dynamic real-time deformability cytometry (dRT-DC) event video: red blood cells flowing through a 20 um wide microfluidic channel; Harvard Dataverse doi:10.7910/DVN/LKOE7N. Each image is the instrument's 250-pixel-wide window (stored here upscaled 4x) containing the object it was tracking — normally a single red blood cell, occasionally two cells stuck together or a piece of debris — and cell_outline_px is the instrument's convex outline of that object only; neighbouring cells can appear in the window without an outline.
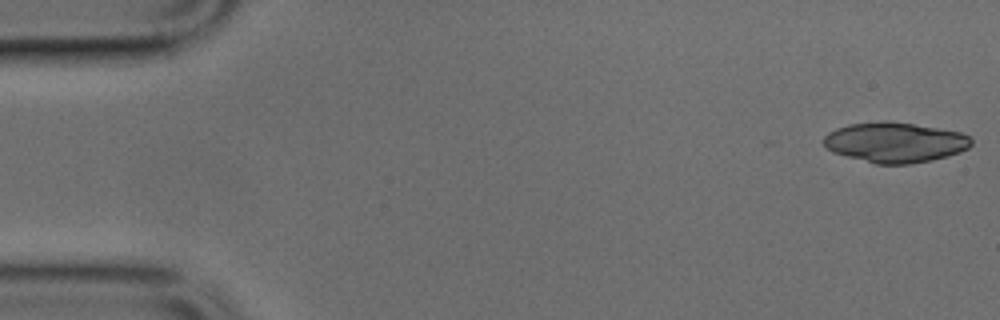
{"species": "common noctule bat (a hibernating species)", "species_latin": "Nyctalus noctula", "temperature_condition": "cold", "stored_images_in_passage": 10, "camera_frame_rate_fps": 3000, "um_per_image_px": 0.085, "animal": {"sex": "male", "body_mass_g": 17.9, "forearm_length_mm": 54.2}, "frame": {"image": 1, "passage_image": 1, "time_ms": 0.0, "image_size_px": [1000, 320], "cell_outline_px": [[972, 144], [968, 148], [960, 152], [928, 160], [908, 164], [876, 164], [832, 152], [824, 144], [824, 136], [828, 132], [836, 128], [848, 124], [884, 120], [888, 120], [960, 132], [968, 136], [972, 140]], "centroid_in_image_um": [76.04, 12.09], "position_along_channel_um": 9.0, "area_um2": 34.28}}